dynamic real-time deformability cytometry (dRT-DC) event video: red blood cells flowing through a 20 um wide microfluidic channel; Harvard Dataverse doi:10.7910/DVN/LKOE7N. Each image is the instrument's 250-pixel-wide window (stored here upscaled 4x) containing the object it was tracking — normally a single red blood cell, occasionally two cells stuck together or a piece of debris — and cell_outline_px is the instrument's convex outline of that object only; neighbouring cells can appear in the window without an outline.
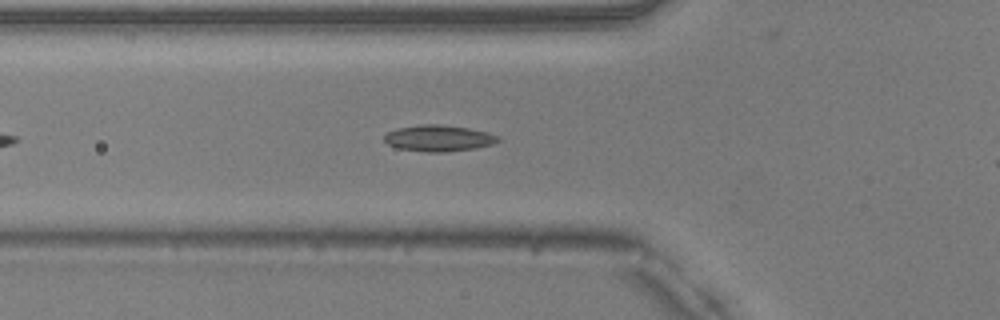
{"species": "common noctule bat (a hibernating species)", "species_latin": "Nyctalus noctula", "temperature_condition": "warm", "stored_images_in_passage": 35, "camera_frame_rate_fps": 3000, "um_per_image_px": 0.085, "animal": {"sex": "male", "body_mass_g": 20.5, "forearm_length_mm": 52.5}, "frame": {"image": 1, "passage_image": 8, "time_ms": 2.333, "image_size_px": [1000, 320], "cell_outline_px": [[500, 140], [492, 144], [476, 148], [444, 152], [428, 152], [396, 148], [388, 144], [384, 140], [384, 136], [388, 132], [396, 128], [420, 124], [440, 124], [468, 128], [488, 132], [500, 136]], "centroid_in_image_um": [37.28, 11.74], "position_along_channel_um": 88.5, "area_um2": 17.51}}
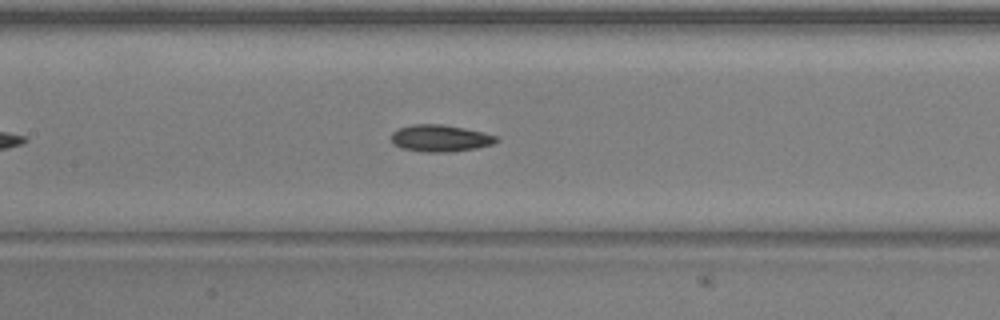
{"frame": {"image": 2, "passage_image": 14, "time_ms": 4.333, "image_size_px": [1000, 320], "cell_outline_px": [[500, 140], [492, 144], [476, 148], [452, 152], [424, 152], [404, 148], [392, 144], [392, 132], [396, 128], [412, 124], [440, 124], [464, 128], [484, 132], [496, 136]], "centroid_in_image_um": [37.41, 11.74], "position_along_channel_um": 170.0, "area_um2": 16.53}}
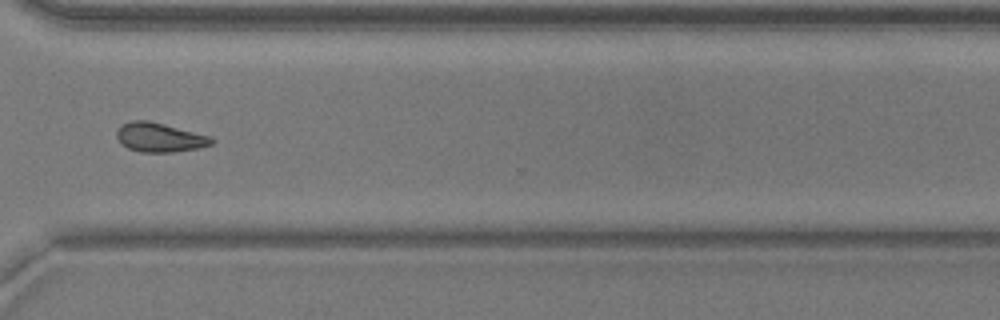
{"frame": {"image": 3, "passage_image": 28, "time_ms": 9.0, "image_size_px": [1000, 320], "cell_outline_px": [[216, 140], [212, 144], [200, 148], [172, 152], [140, 152], [128, 148], [120, 144], [116, 136], [116, 128], [120, 124], [132, 120], [148, 120], [212, 136]], "centroid_in_image_um": [13.55, 11.67], "position_along_channel_um": 357.0, "area_um2": 16.47}}